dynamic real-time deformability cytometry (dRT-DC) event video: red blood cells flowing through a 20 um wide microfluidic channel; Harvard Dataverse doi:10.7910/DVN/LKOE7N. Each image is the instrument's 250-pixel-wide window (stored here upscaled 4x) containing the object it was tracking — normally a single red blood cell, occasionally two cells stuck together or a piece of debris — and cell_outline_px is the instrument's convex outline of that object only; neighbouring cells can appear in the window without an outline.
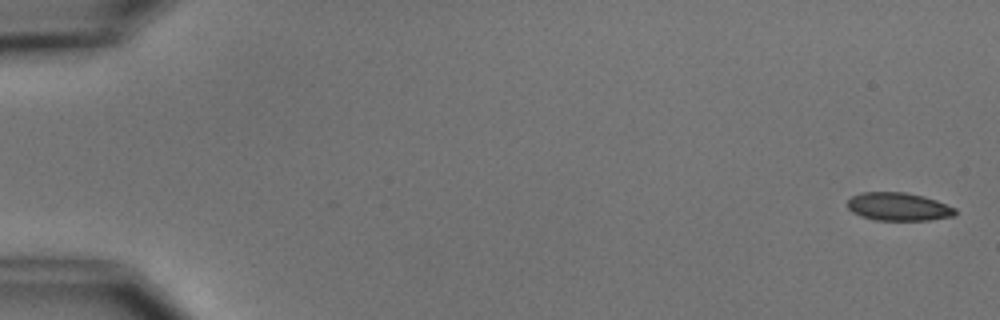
{"species": "common noctule bat (a hibernating species)", "species_latin": "Nyctalus noctula", "temperature_condition": "cold", "stored_images_in_passage": 9, "camera_frame_rate_fps": 3000, "um_per_image_px": 0.085, "animal": {"sex": "male", "body_mass_g": 15.6}, "frame": {"image": 1, "passage_image": 1, "time_ms": 0.0, "image_size_px": [1000, 320], "cell_outline_px": [[956, 216], [928, 220], [876, 220], [860, 216], [852, 212], [848, 208], [848, 200], [852, 196], [860, 192], [904, 192], [924, 196], [936, 200], [956, 208]], "centroid_in_image_um": [76.38, 17.57], "position_along_channel_um": 8.6, "area_um2": 17.74}}